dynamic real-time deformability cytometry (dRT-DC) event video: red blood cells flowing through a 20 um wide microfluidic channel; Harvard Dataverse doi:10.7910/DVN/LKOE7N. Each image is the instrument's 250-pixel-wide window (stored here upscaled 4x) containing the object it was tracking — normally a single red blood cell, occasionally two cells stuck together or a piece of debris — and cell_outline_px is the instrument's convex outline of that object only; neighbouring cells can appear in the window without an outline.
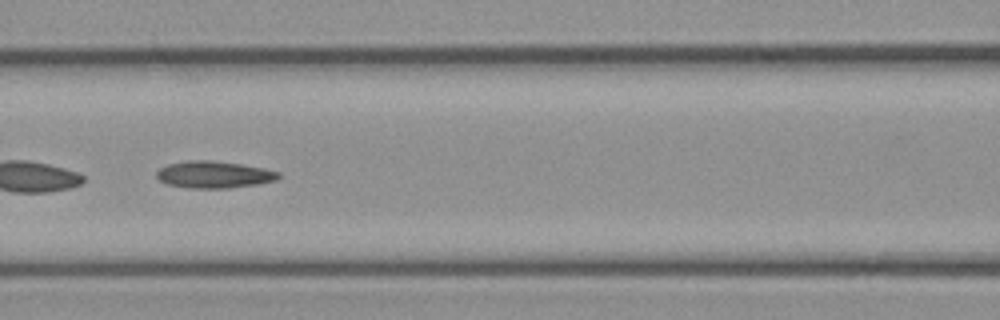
{"species": "common noctule bat (a hibernating species)", "species_latin": "Nyctalus noctula", "temperature_condition": "cold", "stored_images_in_passage": 50, "camera_frame_rate_fps": 3000, "um_per_image_px": 0.085, "animal": {"sex": "female", "body_mass_g": 21.9}, "frame": {"image": 1, "passage_image": 22, "time_ms": 7.0, "image_size_px": [1000, 320], "cell_outline_px": [[280, 176], [276, 180], [260, 184], [228, 188], [188, 188], [168, 184], [160, 180], [156, 176], [156, 172], [160, 168], [168, 164], [188, 160], [212, 160], [240, 164], [264, 168], [280, 172]], "centroid_in_image_um": [18.2, 14.84], "position_along_channel_um": 148.4, "area_um2": 19.19}, "authors_computed_cell_mechanics": {"area_um2": 19.5653, "velocity_mm_per_s": 3.9055, "shape_relaxation_time_tau1_ms": 10.7277, "shape_relaxation_time_tau2_ms": 8.1358, "deformation_change_tau1": 0.2047, "deformation_change_tau2": 0.1655}}